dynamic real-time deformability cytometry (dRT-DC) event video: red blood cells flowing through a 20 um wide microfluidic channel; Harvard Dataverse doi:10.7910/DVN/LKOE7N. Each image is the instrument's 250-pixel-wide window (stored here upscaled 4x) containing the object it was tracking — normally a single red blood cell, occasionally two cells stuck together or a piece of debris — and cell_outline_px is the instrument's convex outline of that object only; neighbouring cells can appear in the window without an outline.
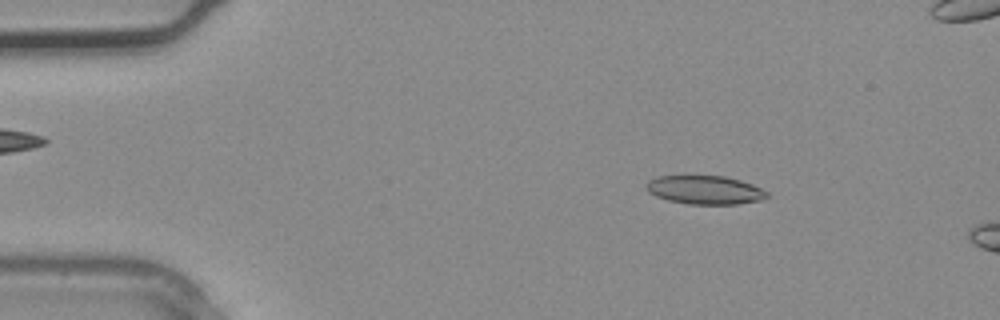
{"species": "common noctule bat (a hibernating species)", "species_latin": "Nyctalus noctula", "temperature_condition": "warm", "stored_images_in_passage": 2, "camera_frame_rate_fps": 3000, "um_per_image_px": 0.085, "animal": {"sex": "male", "body_mass_g": 20.4}, "frame": {"image": 1, "passage_image": 1, "time_ms": 0.0, "image_size_px": [1000, 320], "cell_outline_px": [[768, 196], [764, 200], [736, 204], [688, 204], [668, 200], [656, 196], [648, 192], [644, 188], [644, 184], [648, 180], [660, 176], [724, 176], [740, 180], [752, 184], [768, 192]], "centroid_in_image_um": [59.9, 16.15], "position_along_channel_um": 25.1, "area_um2": 20.23}}